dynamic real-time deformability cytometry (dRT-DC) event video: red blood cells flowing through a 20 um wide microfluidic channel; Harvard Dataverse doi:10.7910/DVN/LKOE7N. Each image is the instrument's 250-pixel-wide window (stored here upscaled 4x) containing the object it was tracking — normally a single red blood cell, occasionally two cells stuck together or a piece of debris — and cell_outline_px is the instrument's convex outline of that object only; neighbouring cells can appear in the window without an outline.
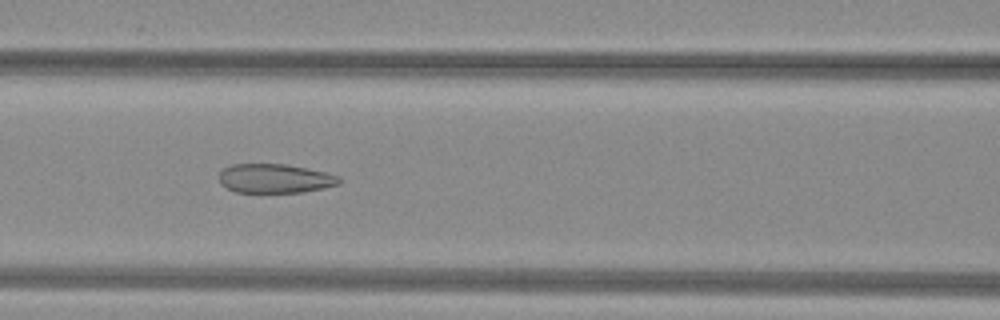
{"species": "common noctule bat (a hibernating species)", "species_latin": "Nyctalus noctula", "temperature_condition": "warm", "stored_images_in_passage": 53, "camera_frame_rate_fps": 3000, "um_per_image_px": 0.085, "animal": {"sex": "female", "body_mass_g": 29.2, "forearm_length_mm": 56.3}, "frame": {"image": 1, "passage_image": 24, "time_ms": 7.667, "image_size_px": [1000, 320], "cell_outline_px": [[344, 180], [340, 184], [324, 188], [304, 192], [236, 192], [220, 184], [220, 172], [224, 168], [232, 164], [288, 164], [308, 168], [340, 176]], "centroid_in_image_um": [23.42, 15.17], "position_along_channel_um": 143.2, "area_um2": 20.52}}
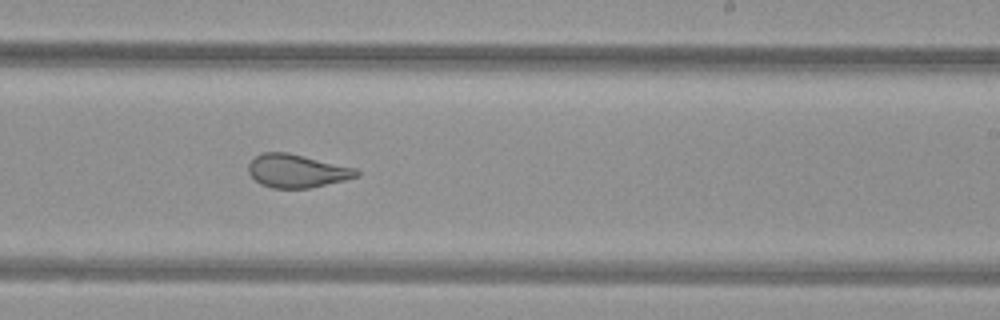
{"frame": {"image": 2, "passage_image": 33, "time_ms": 10.667, "image_size_px": [1000, 320], "cell_outline_px": [[360, 176], [344, 180], [308, 188], [272, 188], [260, 184], [248, 172], [248, 164], [260, 152], [288, 152], [356, 168], [360, 172]], "centroid_in_image_um": [25.23, 14.52], "position_along_channel_um": 263.8, "area_um2": 20.92}}
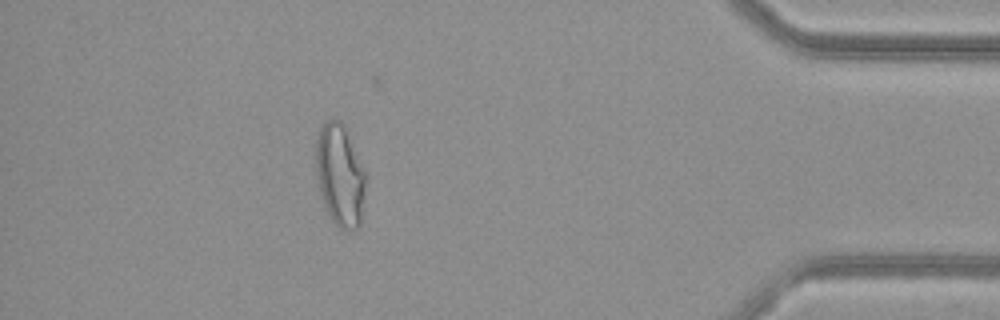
{"frame": {"image": 3, "passage_image": 47, "time_ms": 15.333, "image_size_px": [1000, 320], "cell_outline_px": [[368, 172], [360, 224], [356, 228], [344, 232], [332, 220], [324, 208], [320, 196], [316, 176], [316, 140], [320, 128], [328, 120], [340, 120], [344, 124]], "centroid_in_image_um": [28.92, 14.9], "position_along_channel_um": 406.3, "area_um2": 30.46}, "authors_computed_cell_mechanics": {"area_um2": 26.588, "velocity_mm_per_s": 4.0373, "shape_relaxation_time_tau1_ms": null, "shape_relaxation_time_tau2_ms": 1.3786, "deformation_change_tau1": null, "deformation_change_tau2": 0.0988}}